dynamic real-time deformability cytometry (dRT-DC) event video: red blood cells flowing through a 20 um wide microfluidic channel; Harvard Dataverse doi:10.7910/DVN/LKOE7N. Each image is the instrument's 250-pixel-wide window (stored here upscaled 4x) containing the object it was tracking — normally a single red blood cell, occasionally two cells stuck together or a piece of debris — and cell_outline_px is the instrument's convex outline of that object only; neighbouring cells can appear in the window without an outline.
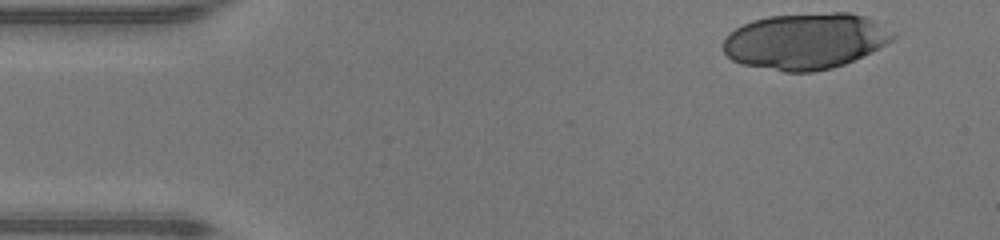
{"species": "human", "species_latin": "Homo sapiens", "temperature_condition": "warm", "stored_images_in_passage": 14, "camera_frame_rate_fps": 3000, "um_per_image_px": 0.085, "donor": {"sex": "male"}, "frame": {"image": 1, "passage_image": 1, "time_ms": 0.0, "image_size_px": [1000, 240], "cell_outline_px": [[896, 36], [892, 40], [872, 52], [844, 64], [832, 68], [812, 72], [784, 72], [744, 64], [732, 60], [724, 52], [724, 40], [736, 28], [752, 20], [768, 16], [832, 12], [848, 12], [864, 16], [876, 20]], "centroid_in_image_um": [68.48, 3.49], "position_along_channel_um": 16.5, "area_um2": 55.26}}
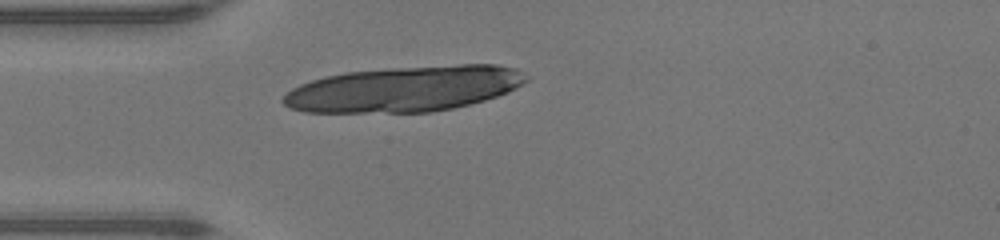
{"frame": {"image": 2, "passage_image": 10, "time_ms": 3.0, "image_size_px": [1000, 240], "cell_outline_px": [[528, 80], [524, 84], [508, 92], [484, 100], [452, 108], [432, 112], [304, 112], [288, 108], [280, 100], [292, 88], [300, 84], [324, 76], [344, 72], [388, 68], [460, 64], [496, 64], [516, 68], [528, 76]], "centroid_in_image_um": [34.38, 7.55], "position_along_channel_um": 50.6, "area_um2": 64.74}}